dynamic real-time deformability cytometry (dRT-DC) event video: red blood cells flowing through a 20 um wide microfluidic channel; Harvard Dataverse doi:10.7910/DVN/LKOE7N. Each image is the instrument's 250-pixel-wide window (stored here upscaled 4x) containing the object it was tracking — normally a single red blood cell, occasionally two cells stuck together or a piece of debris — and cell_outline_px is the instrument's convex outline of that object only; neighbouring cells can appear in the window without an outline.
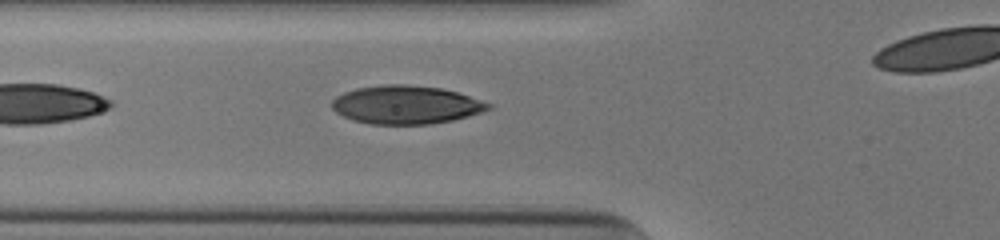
{"species": "human", "species_latin": "Homo sapiens", "temperature_condition": "cold", "stored_images_in_passage": 31, "camera_frame_rate_fps": 3000, "um_per_image_px": 0.085, "donor": {"sex": "male"}, "frame": {"image": 1, "passage_image": 4, "time_ms": 1.0, "image_size_px": [1000, 240], "cell_outline_px": [[492, 108], [484, 112], [452, 120], [428, 124], [372, 124], [352, 120], [336, 112], [332, 108], [332, 100], [336, 96], [344, 92], [356, 88], [388, 84], [404, 84], [440, 88], [456, 92], [492, 104]], "centroid_in_image_um": [34.5, 8.91], "position_along_channel_um": 91.3, "area_um2": 34.8}}
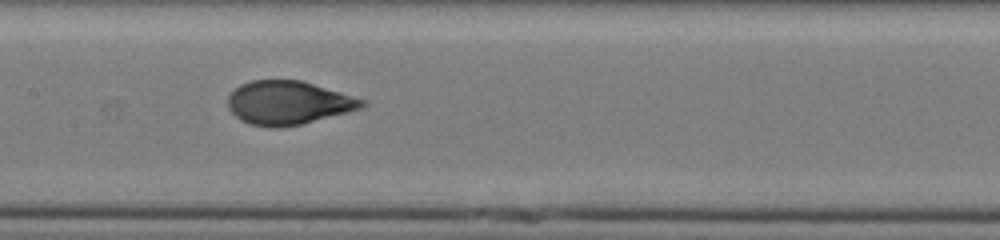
{"frame": {"image": 2, "passage_image": 11, "time_ms": 3.333, "image_size_px": [1000, 240], "cell_outline_px": [[368, 104], [364, 108], [300, 124], [280, 128], [268, 128], [252, 124], [240, 120], [228, 108], [228, 96], [240, 84], [252, 80], [300, 80], [368, 100]], "centroid_in_image_um": [24.53, 8.74], "position_along_channel_um": 182.9, "area_um2": 34.16}}
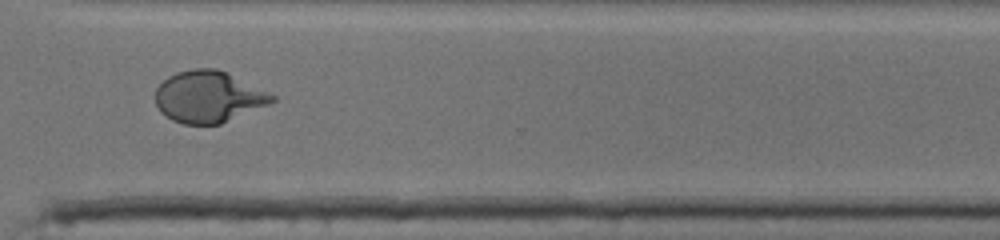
{"frame": {"image": 3, "passage_image": 24, "time_ms": 7.667, "image_size_px": [1000, 240], "cell_outline_px": [[276, 100], [268, 104], [220, 124], [184, 124], [172, 120], [160, 112], [156, 104], [156, 88], [168, 76], [176, 72], [196, 68], [216, 68], [276, 96]], "centroid_in_image_um": [17.68, 8.23], "position_along_channel_um": 352.9, "area_um2": 34.56}, "authors_computed_cell_mechanics": {"area_um2": 34.391, "velocity_mm_per_s": 3.9209, "shape_relaxation_time_tau1_ms": 4.191, "shape_relaxation_time_tau2_ms": null, "deformation_change_tau1": 0.2059, "deformation_change_tau2": null}}